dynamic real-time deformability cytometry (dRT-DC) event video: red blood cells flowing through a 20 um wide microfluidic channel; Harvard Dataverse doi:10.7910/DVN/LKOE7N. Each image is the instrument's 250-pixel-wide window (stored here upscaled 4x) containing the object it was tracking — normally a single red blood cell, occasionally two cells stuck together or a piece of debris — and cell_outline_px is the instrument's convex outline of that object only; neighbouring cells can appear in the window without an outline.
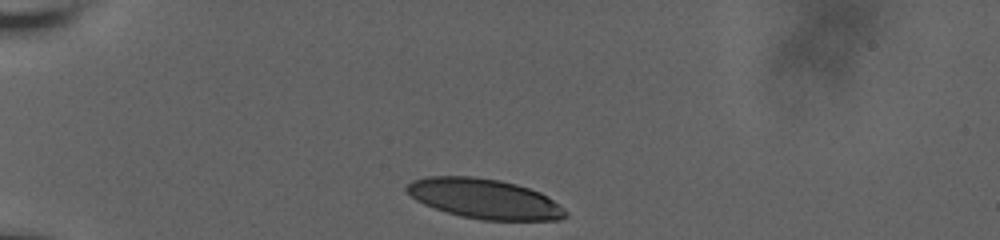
{"species": "human", "species_latin": "Homo sapiens", "temperature_condition": "room temperature", "stored_images_in_passage": 10, "camera_frame_rate_fps": 3000, "um_per_image_px": 0.085, "donor": {"sex": "male"}, "frame": {"image": 1, "passage_image": 1, "time_ms": 0.0, "image_size_px": [1000, 240], "cell_outline_px": [[568, 216], [560, 220], [484, 220], [460, 216], [424, 204], [416, 200], [404, 188], [412, 180], [428, 176], [472, 176], [500, 180], [516, 184], [540, 192], [548, 196], [560, 204], [568, 212]], "centroid_in_image_um": [41.22, 16.89], "position_along_channel_um": 43.8, "area_um2": 36.93}}
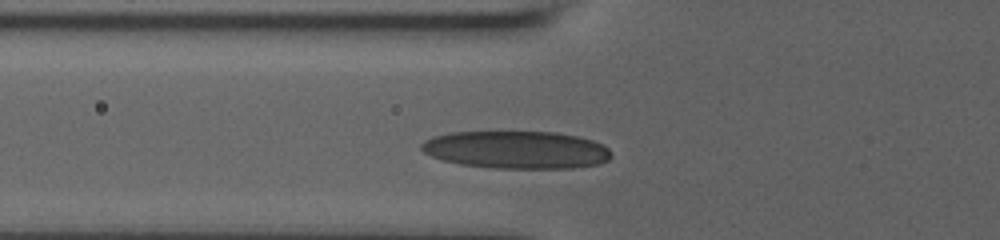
{"frame": {"image": 2, "passage_image": 6, "time_ms": 2.333, "image_size_px": [1000, 240], "cell_outline_px": [[612, 156], [608, 160], [600, 164], [572, 168], [492, 168], [460, 164], [444, 160], [432, 156], [424, 152], [420, 148], [420, 144], [424, 140], [432, 136], [448, 132], [556, 132], [576, 136], [592, 140], [608, 148]], "centroid_in_image_um": [43.87, 12.73], "position_along_channel_um": 81.9, "area_um2": 41.73}}